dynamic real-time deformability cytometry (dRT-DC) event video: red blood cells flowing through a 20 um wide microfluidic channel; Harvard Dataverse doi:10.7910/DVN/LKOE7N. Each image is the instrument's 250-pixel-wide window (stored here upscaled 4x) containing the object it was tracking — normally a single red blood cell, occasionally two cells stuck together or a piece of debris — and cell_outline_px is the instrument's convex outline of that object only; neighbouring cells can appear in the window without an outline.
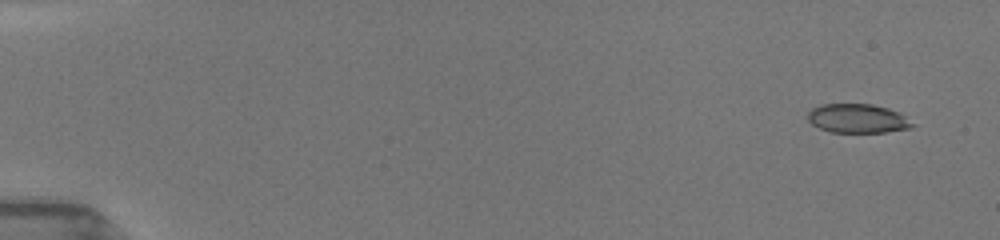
{"species": "common noctule bat (a hibernating species)", "species_latin": "Nyctalus noctula", "temperature_condition": "room temperature", "stored_images_in_passage": 14, "camera_frame_rate_fps": 3000, "um_per_image_px": 0.085, "animal": {"sex": "female", "body_mass_g": 19.5, "forearm_length_mm": 54.1}, "frame": {"image": 1, "passage_image": 1, "time_ms": 0.0, "image_size_px": [1000, 240], "cell_outline_px": [[916, 124], [912, 128], [884, 132], [832, 132], [820, 128], [812, 124], [808, 120], [808, 112], [812, 108], [820, 104], [872, 104], [888, 108], [900, 112]], "centroid_in_image_um": [72.93, 10.06], "position_along_channel_um": 12.1, "area_um2": 17.8}}
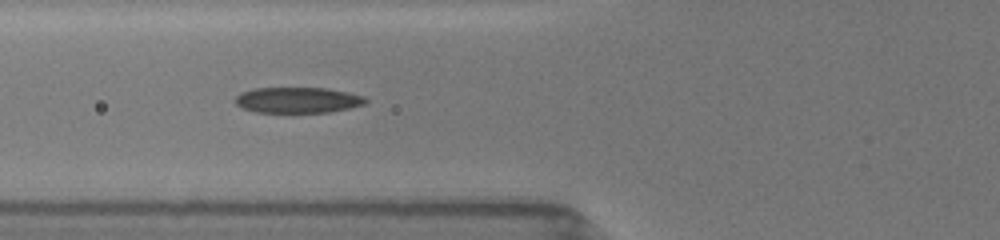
{"frame": {"image": 2, "passage_image": 12, "time_ms": 6.0, "image_size_px": [1000, 240], "cell_outline_px": [[368, 100], [364, 104], [348, 108], [328, 112], [256, 112], [244, 108], [236, 104], [232, 100], [240, 92], [252, 88], [328, 88], [348, 92], [364, 96]], "centroid_in_image_um": [25.27, 8.49], "position_along_channel_um": 100.5, "area_um2": 19.59}}
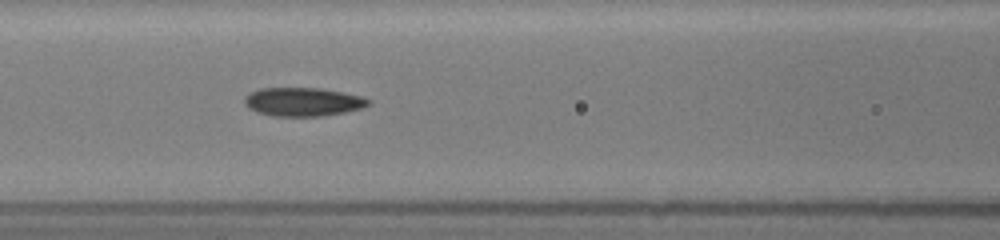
{"frame": {"image": 3, "passage_image": 14, "time_ms": 7.0, "image_size_px": [1000, 240], "cell_outline_px": [[372, 104], [360, 108], [344, 112], [320, 116], [272, 116], [256, 112], [248, 108], [244, 104], [244, 96], [260, 88], [320, 88], [364, 96], [372, 100]], "centroid_in_image_um": [25.76, 8.65], "position_along_channel_um": 140.8, "area_um2": 20.81}}